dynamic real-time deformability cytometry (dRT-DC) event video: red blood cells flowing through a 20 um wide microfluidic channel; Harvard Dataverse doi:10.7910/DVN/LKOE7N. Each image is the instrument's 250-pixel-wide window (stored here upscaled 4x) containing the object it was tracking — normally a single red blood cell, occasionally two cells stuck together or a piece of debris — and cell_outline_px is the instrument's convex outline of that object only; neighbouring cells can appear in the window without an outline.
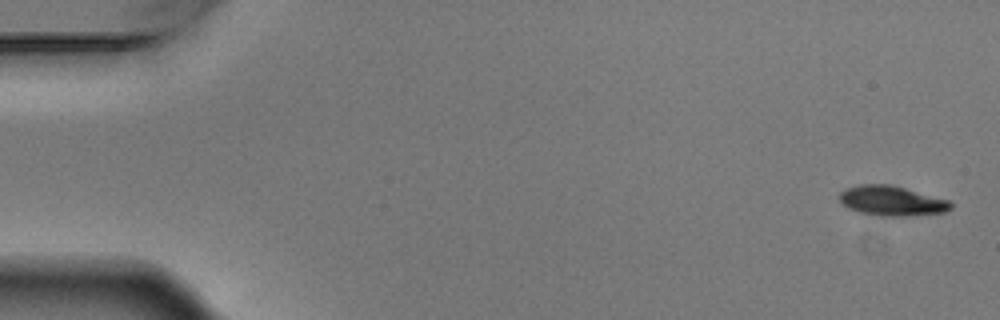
{"species": "Egyptian fruit bat (a non-hibernating species)", "species_latin": "Rousettus aegyptiacus", "temperature_condition": "warm", "stored_images_in_passage": 5, "segment_of_instrument_passage": [1, 2], "camera_frame_rate_fps": 3000, "um_per_image_px": 0.085, "animal": {"sex": "male"}, "frame": {"image": 1, "passage_image": 1, "time_ms": 0.0, "image_size_px": [1000, 320], "cell_outline_px": [[952, 208], [944, 212], [908, 216], [880, 216], [860, 212], [848, 208], [840, 200], [840, 192], [848, 188], [860, 184], [892, 184], [948, 200], [952, 204]], "centroid_in_image_um": [75.81, 17.07], "position_along_channel_um": 9.2, "area_um2": 19.25}}
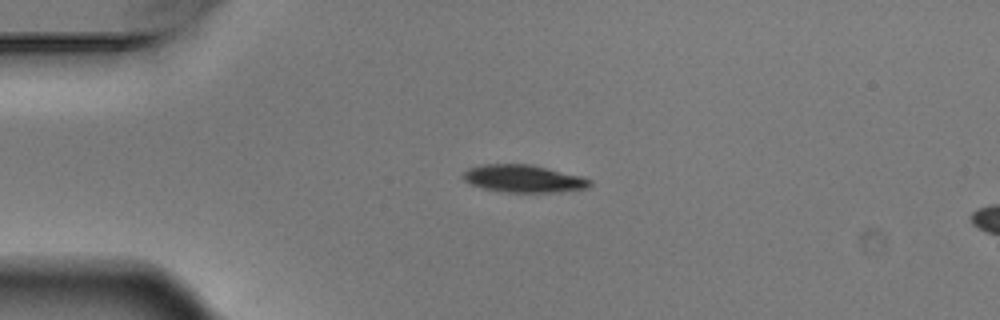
{"frame": {"image": 2, "passage_image": 4, "time_ms": 1.0, "image_size_px": [1000, 320], "cell_outline_px": [[592, 184], [588, 188], [556, 192], [508, 192], [484, 188], [468, 184], [460, 176], [468, 168], [484, 164], [532, 164], [580, 176], [592, 180]], "centroid_in_image_um": [44.48, 15.18], "position_along_channel_um": 40.5, "area_um2": 20.35}}